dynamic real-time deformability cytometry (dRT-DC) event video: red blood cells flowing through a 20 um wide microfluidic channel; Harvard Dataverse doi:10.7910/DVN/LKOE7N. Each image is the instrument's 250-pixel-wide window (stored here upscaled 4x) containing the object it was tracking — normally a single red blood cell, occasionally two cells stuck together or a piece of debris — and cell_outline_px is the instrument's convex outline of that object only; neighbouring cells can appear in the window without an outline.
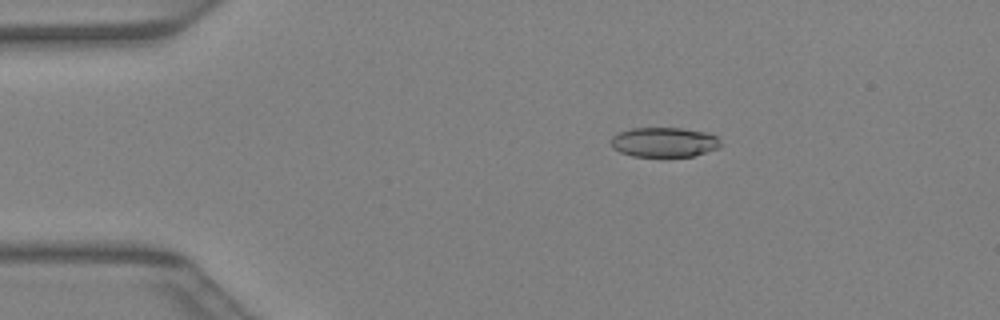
{"species": "Egyptian fruit bat (a non-hibernating species)", "species_latin": "Rousettus aegyptiacus", "temperature_condition": "warm", "stored_images_in_passage": 41, "camera_frame_rate_fps": 3000, "um_per_image_px": 0.085, "animal": {"sex": "female"}, "frame": {"image": 1, "passage_image": 8, "time_ms": 2.333, "image_size_px": [1000, 320], "cell_outline_px": [[720, 148], [692, 156], [632, 156], [620, 152], [612, 148], [612, 136], [620, 132], [632, 128], [680, 128], [708, 132], [716, 136], [720, 140]], "centroid_in_image_um": [56.47, 12.08], "position_along_channel_um": 28.5, "area_um2": 18.96}}
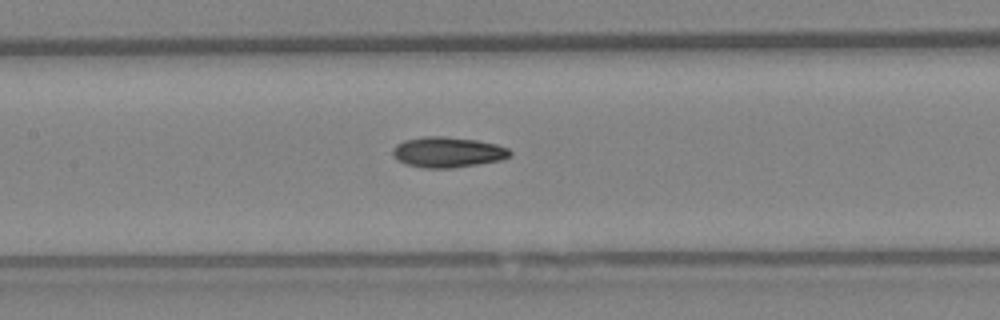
{"frame": {"image": 2, "passage_image": 20, "time_ms": 6.333, "image_size_px": [1000, 320], "cell_outline_px": [[512, 152], [508, 156], [500, 160], [452, 168], [424, 168], [404, 164], [396, 160], [392, 156], [392, 148], [396, 144], [404, 140], [424, 136], [444, 136], [476, 140], [496, 144], [508, 148]], "centroid_in_image_um": [37.98, 12.93], "position_along_channel_um": 169.4, "area_um2": 20.92}}
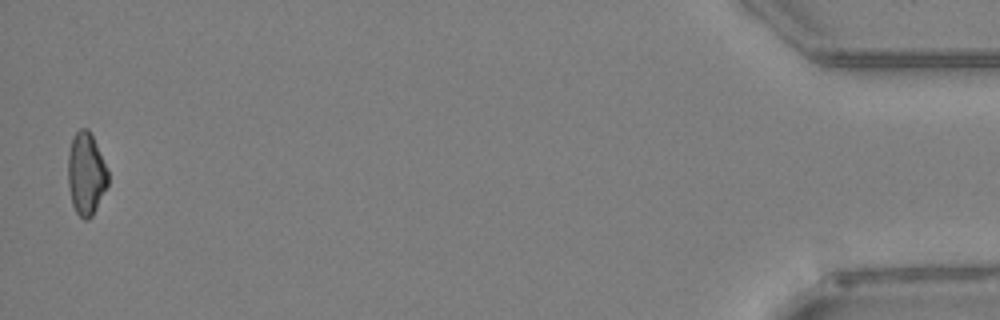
{"frame": {"image": 3, "passage_image": 41, "time_ms": 13.333, "image_size_px": [1000, 320], "cell_outline_px": [[108, 184], [92, 216], [88, 220], [84, 220], [76, 212], [72, 204], [68, 184], [68, 152], [72, 140], [76, 132], [80, 128], [88, 128], [108, 168]], "centroid_in_image_um": [7.32, 14.78], "position_along_channel_um": 427.9, "area_um2": 19.19}}